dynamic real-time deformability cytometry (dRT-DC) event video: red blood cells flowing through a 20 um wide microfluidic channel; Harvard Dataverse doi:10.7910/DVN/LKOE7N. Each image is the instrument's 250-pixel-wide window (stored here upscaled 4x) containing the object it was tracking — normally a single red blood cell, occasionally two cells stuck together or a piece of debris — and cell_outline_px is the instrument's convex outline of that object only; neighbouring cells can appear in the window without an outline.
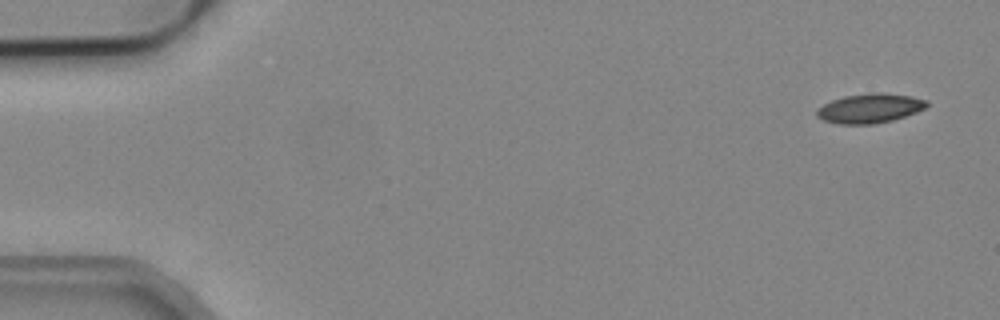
{"species": "common noctule bat (a hibernating species)", "species_latin": "Nyctalus noctula", "temperature_condition": "cold", "stored_images_in_passage": 7, "camera_frame_rate_fps": 3000, "um_per_image_px": 0.085, "animal": {"sex": "male", "body_mass_g": 19.2, "forearm_length_mm": 51.8}, "frame": {"image": 1, "passage_image": 1, "time_ms": 0.0, "image_size_px": [1000, 320], "cell_outline_px": [[928, 104], [924, 108], [916, 112], [892, 120], [876, 124], [836, 124], [824, 120], [816, 116], [816, 108], [832, 100], [844, 96], [872, 92], [880, 92], [912, 96], [928, 100]], "centroid_in_image_um": [73.91, 9.2], "position_along_channel_um": 11.1, "area_um2": 18.96}}
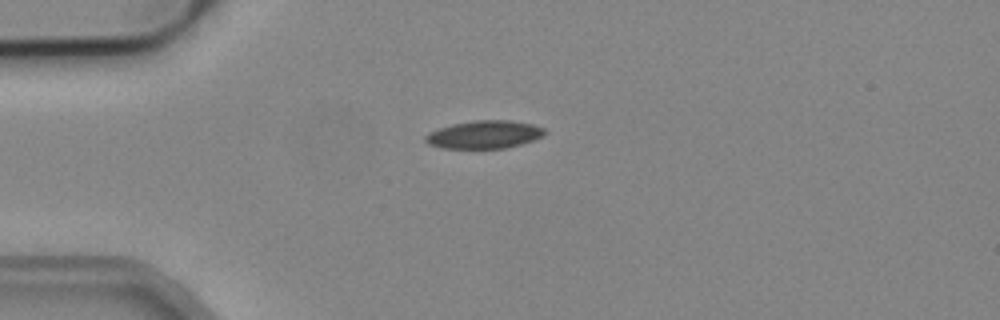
{"frame": {"image": 2, "passage_image": 4, "time_ms": 1.0, "image_size_px": [1000, 320], "cell_outline_px": [[548, 132], [544, 136], [520, 144], [504, 148], [440, 148], [428, 144], [424, 140], [424, 136], [428, 132], [452, 124], [476, 120], [512, 120], [532, 124], [544, 128]], "centroid_in_image_um": [41.16, 11.43], "position_along_channel_um": 43.8, "area_um2": 19.48}}